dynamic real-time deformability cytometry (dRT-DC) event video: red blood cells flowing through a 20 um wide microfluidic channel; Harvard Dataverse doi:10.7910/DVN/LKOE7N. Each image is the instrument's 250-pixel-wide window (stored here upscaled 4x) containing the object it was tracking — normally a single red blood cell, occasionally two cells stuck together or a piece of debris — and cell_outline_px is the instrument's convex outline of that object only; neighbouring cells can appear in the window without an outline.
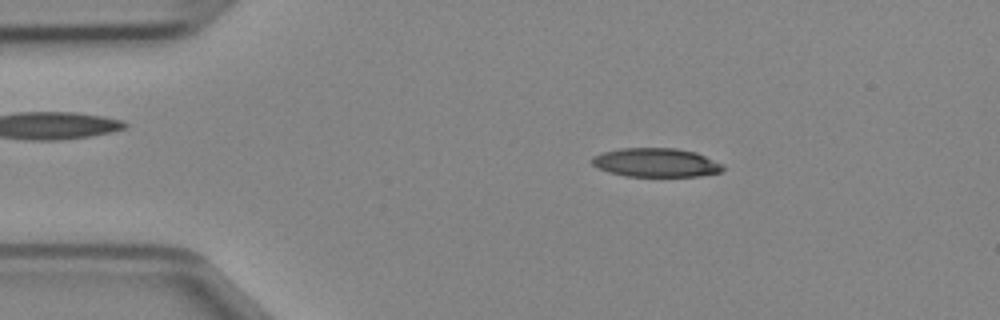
{"species": "Egyptian fruit bat (a non-hibernating species)", "species_latin": "Rousettus aegyptiacus", "temperature_condition": "cold", "stored_images_in_passage": 24, "camera_frame_rate_fps": 3000, "um_per_image_px": 0.085, "animal": {"sex": "female"}, "frame": {"image": 1, "passage_image": 8, "time_ms": 2.333, "image_size_px": [1000, 320], "cell_outline_px": [[724, 168], [720, 172], [700, 176], [624, 176], [608, 172], [596, 168], [588, 160], [592, 156], [604, 152], [620, 148], [676, 148], [696, 152], [724, 164]], "centroid_in_image_um": [55.72, 13.82], "position_along_channel_um": 29.3, "area_um2": 22.25}}
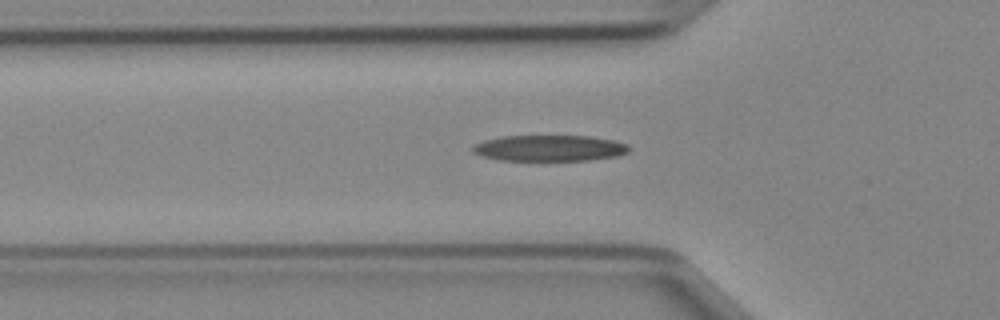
{"frame": {"image": 2, "passage_image": 15, "time_ms": 4.667, "image_size_px": [1000, 320], "cell_outline_px": [[628, 152], [616, 156], [588, 160], [500, 160], [484, 156], [472, 152], [472, 144], [484, 140], [504, 136], [588, 136], [616, 140], [628, 144]], "centroid_in_image_um": [46.7, 12.58], "position_along_channel_um": 79.1, "area_um2": 23.64}}
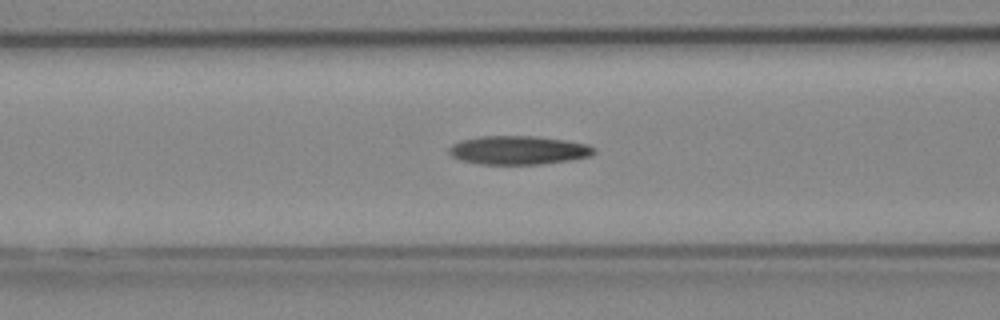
{"frame": {"image": 3, "passage_image": 18, "time_ms": 5.667, "image_size_px": [1000, 320], "cell_outline_px": [[596, 152], [592, 156], [568, 160], [540, 164], [476, 164], [460, 160], [452, 156], [448, 152], [448, 148], [452, 144], [460, 140], [480, 136], [536, 136], [568, 140], [588, 144], [596, 148]], "centroid_in_image_um": [44.07, 12.76], "position_along_channel_um": 122.5, "area_um2": 24.51}}